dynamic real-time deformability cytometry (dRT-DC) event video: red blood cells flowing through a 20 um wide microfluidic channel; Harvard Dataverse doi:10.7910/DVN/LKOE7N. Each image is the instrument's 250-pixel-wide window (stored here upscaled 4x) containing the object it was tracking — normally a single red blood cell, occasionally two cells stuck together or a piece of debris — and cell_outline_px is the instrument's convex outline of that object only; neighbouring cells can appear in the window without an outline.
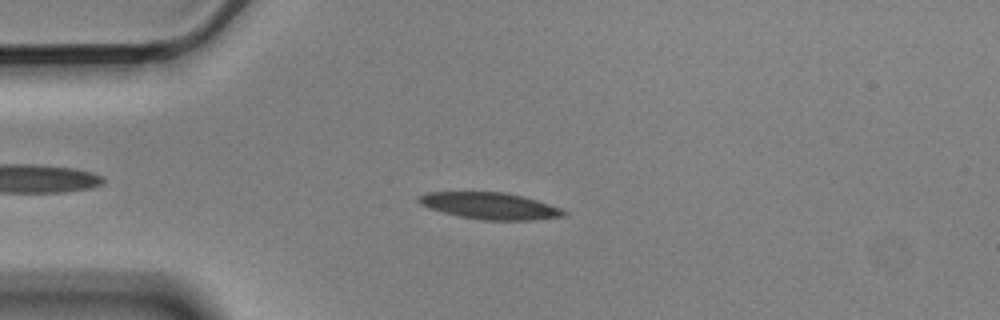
{"species": "Egyptian fruit bat (a non-hibernating species)", "species_latin": "Rousettus aegyptiacus", "temperature_condition": "cold", "stored_images_in_passage": 47, "camera_frame_rate_fps": 3000, "um_per_image_px": 0.085, "animal": {"sex": "male"}, "frame": {"image": 1, "passage_image": 5, "time_ms": 1.333, "image_size_px": [1000, 320], "cell_outline_px": [[568, 212], [564, 216], [532, 220], [484, 220], [456, 216], [428, 208], [420, 204], [416, 200], [416, 196], [424, 192], [504, 192], [524, 196], [560, 208]], "centroid_in_image_um": [41.58, 17.49], "position_along_channel_um": 43.4, "area_um2": 22.72}}
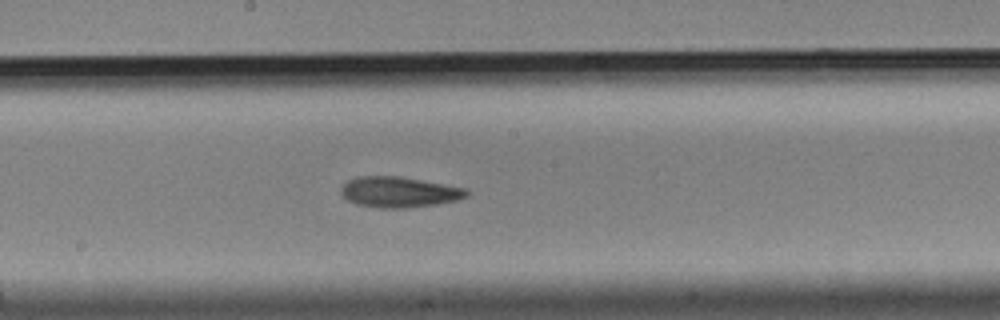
{"frame": {"image": 2, "passage_image": 21, "time_ms": 6.667, "image_size_px": [1000, 320], "cell_outline_px": [[468, 196], [456, 200], [436, 204], [408, 208], [380, 208], [356, 204], [348, 200], [340, 192], [340, 188], [348, 180], [360, 176], [400, 176], [468, 188]], "centroid_in_image_um": [33.93, 16.32], "position_along_channel_um": 214.3, "area_um2": 22.48}}
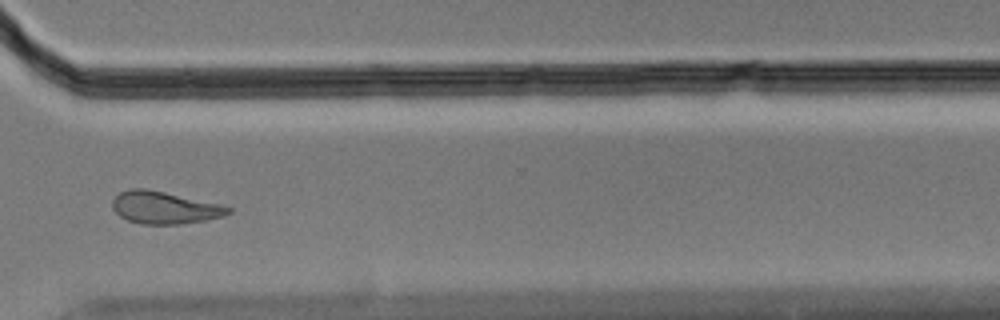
{"frame": {"image": 3, "passage_image": 33, "time_ms": 10.667, "image_size_px": [1000, 320], "cell_outline_px": [[232, 212], [220, 216], [204, 220], [180, 224], [140, 224], [128, 220], [120, 216], [112, 208], [112, 200], [120, 192], [132, 188], [144, 188], [164, 192], [220, 204], [232, 208]], "centroid_in_image_um": [13.95, 17.65], "position_along_channel_um": 356.7, "area_um2": 21.56}, "authors_computed_cell_mechanics": {"area_um2": 22.4264, "velocity_mm_per_s": 3.5568, "shape_relaxation_time_tau1_ms": 8.4208, "shape_relaxation_time_tau2_ms": 5.2805, "deformation_change_tau1": 0.1951, "deformation_change_tau2": 0.1293}}